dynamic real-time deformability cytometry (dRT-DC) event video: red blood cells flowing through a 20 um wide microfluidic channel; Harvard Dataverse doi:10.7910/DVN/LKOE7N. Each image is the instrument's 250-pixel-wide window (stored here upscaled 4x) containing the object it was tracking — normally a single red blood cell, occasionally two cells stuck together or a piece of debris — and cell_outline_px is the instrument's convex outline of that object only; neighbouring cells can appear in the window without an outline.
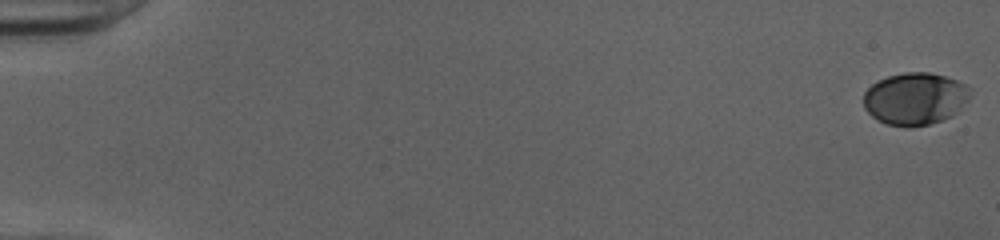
{"species": "human", "species_latin": "Homo sapiens", "temperature_condition": "cold", "stored_images_in_passage": 52, "camera_frame_rate_fps": 3000, "um_per_image_px": 0.085, "donor": {"sex": "female"}, "frame": {"image": 1, "passage_image": 1, "time_ms": 0.0, "image_size_px": [1000, 240], "cell_outline_px": [[972, 96], [952, 116], [928, 124], [908, 128], [888, 124], [872, 116], [864, 108], [864, 92], [872, 84], [888, 76], [904, 72], [928, 72], [944, 76], [956, 80], [972, 88]], "centroid_in_image_um": [77.8, 8.38], "position_along_channel_um": 7.2, "area_um2": 32.48}}
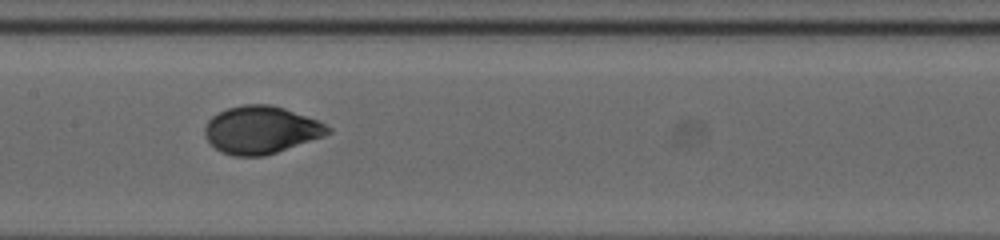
{"frame": {"image": 2, "passage_image": 28, "time_ms": 9.0, "image_size_px": [1000, 240], "cell_outline_px": [[332, 132], [324, 136], [264, 156], [232, 156], [220, 152], [208, 140], [204, 132], [204, 128], [208, 120], [212, 116], [228, 108], [244, 104], [268, 104], [284, 108], [316, 120], [332, 128]], "centroid_in_image_um": [22.17, 11.05], "position_along_channel_um": 185.2, "area_um2": 33.87}}
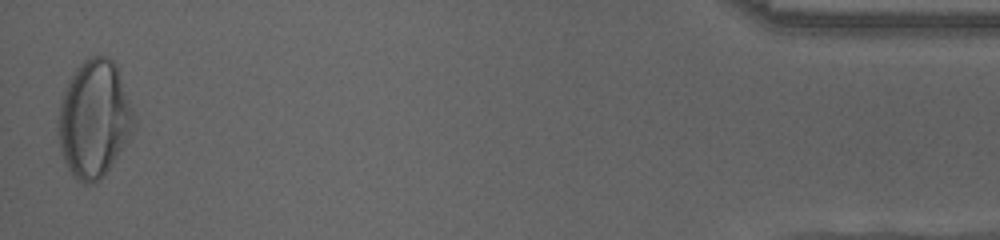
{"frame": {"image": 3, "passage_image": 52, "time_ms": 17.0, "image_size_px": [1000, 240], "cell_outline_px": [[136, 128], [132, 136], [104, 176], [96, 184], [84, 184], [72, 176], [64, 160], [60, 148], [56, 128], [60, 100], [64, 88], [76, 68], [84, 60], [92, 56], [108, 56], [116, 64], [132, 108], [136, 120]], "centroid_in_image_um": [8.0, 10.14], "position_along_channel_um": 427.2, "area_um2": 52.48}, "authors_computed_cell_mechanics": {"area_um2": 33.524, "velocity_mm_per_s": 4.0215, "shape_relaxation_time_tau1_ms": 4.6088, "shape_relaxation_time_tau2_ms": null, "deformation_change_tau1": 0.1962, "deformation_change_tau2": null}}